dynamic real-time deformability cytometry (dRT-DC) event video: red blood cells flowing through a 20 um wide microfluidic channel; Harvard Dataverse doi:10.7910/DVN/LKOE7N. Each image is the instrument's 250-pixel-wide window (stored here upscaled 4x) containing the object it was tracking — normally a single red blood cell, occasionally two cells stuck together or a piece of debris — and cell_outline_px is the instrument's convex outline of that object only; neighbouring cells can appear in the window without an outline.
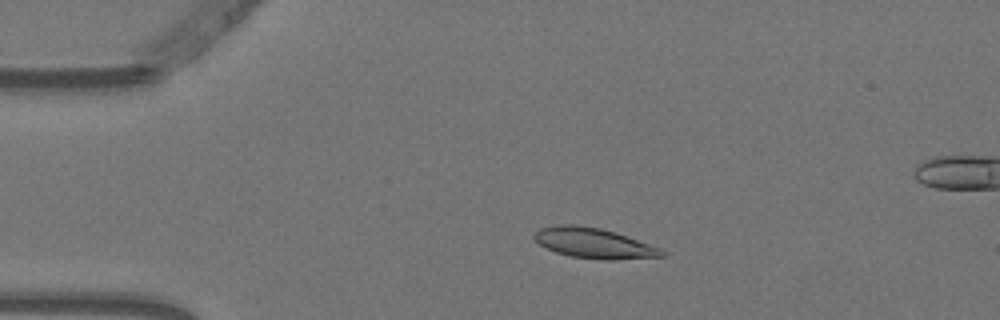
{"species": "Egyptian fruit bat (a non-hibernating species)", "species_latin": "Rousettus aegyptiacus", "temperature_condition": "warm", "stored_images_in_passage": 54, "segment_of_instrument_passage": [1, 2], "camera_frame_rate_fps": 3000, "um_per_image_px": 0.085, "animal": {"sex": "female"}, "frame": {"image": 1, "passage_image": 10, "time_ms": 3.0, "image_size_px": [1000, 320], "cell_outline_px": [[664, 256], [616, 260], [600, 260], [572, 256], [556, 252], [544, 248], [532, 236], [532, 232], [540, 228], [556, 224], [572, 224], [600, 228], [616, 232], [660, 248], [664, 252]], "centroid_in_image_um": [50.42, 20.66], "position_along_channel_um": 34.6, "area_um2": 22.6}}
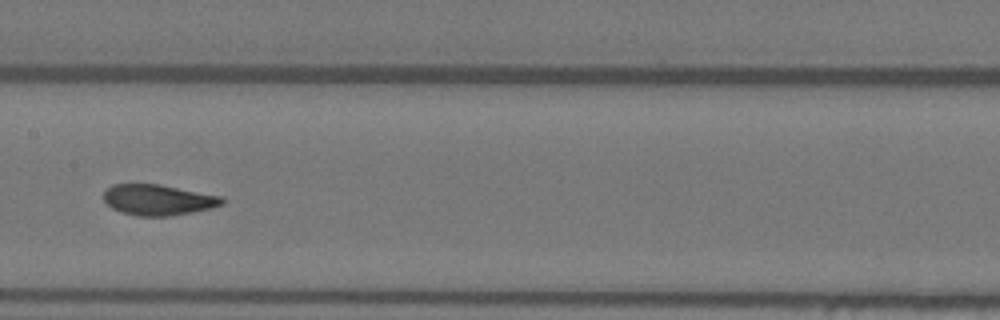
{"frame": {"image": 2, "passage_image": 26, "time_ms": 8.333, "image_size_px": [1000, 320], "cell_outline_px": [[224, 204], [212, 208], [192, 212], [168, 216], [140, 216], [120, 212], [112, 208], [104, 200], [104, 192], [112, 184], [160, 184], [224, 196]], "centroid_in_image_um": [13.48, 16.98], "position_along_channel_um": 193.9, "area_um2": 21.33}}
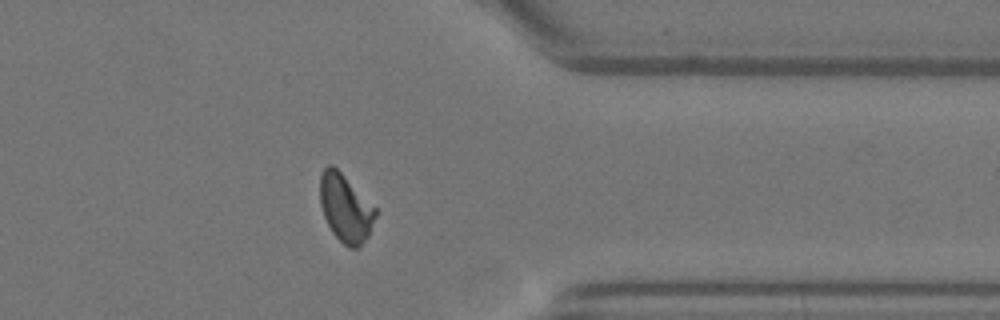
{"frame": {"image": 3, "passage_image": 42, "time_ms": 13.667, "image_size_px": [1000, 320], "cell_outline_px": [[376, 216], [368, 236], [360, 248], [348, 248], [332, 232], [324, 216], [320, 204], [320, 176], [324, 168], [328, 164], [332, 164], [376, 208]], "centroid_in_image_um": [29.36, 17.71], "position_along_channel_um": 382.0, "area_um2": 21.68}}